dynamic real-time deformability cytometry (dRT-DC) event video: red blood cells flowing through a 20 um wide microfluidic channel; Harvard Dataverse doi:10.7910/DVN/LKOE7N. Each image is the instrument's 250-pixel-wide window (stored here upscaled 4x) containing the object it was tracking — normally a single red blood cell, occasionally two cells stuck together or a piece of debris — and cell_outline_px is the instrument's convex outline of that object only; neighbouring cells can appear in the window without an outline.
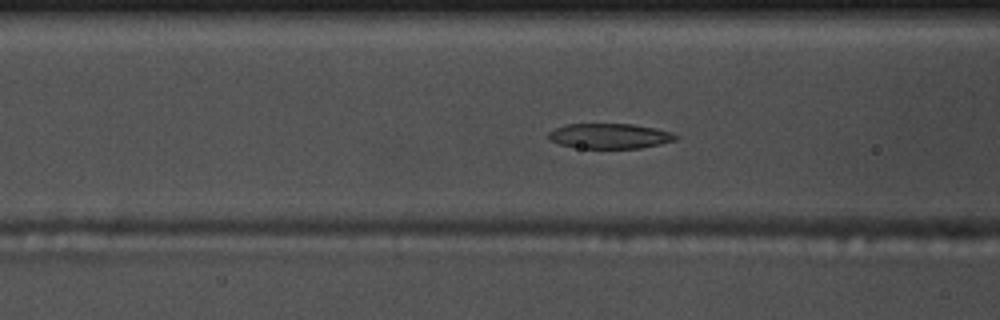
{"species": "common noctule bat (a hibernating species)", "species_latin": "Nyctalus noctula", "temperature_condition": "warm", "stored_images_in_passage": 56, "camera_frame_rate_fps": 3000, "um_per_image_px": 0.085, "animal": {"sex": "male", "body_mass_g": 17.5, "forearm_length_mm": 52.3}, "frame": {"image": 1, "passage_image": 21, "time_ms": 6.667, "image_size_px": [1000, 320], "cell_outline_px": [[680, 136], [676, 140], [660, 144], [640, 148], [580, 148], [560, 144], [548, 140], [548, 132], [552, 128], [564, 124], [632, 124], [656, 128], [672, 132]], "centroid_in_image_um": [51.81, 11.55], "position_along_channel_um": 114.8, "area_um2": 18.84}}
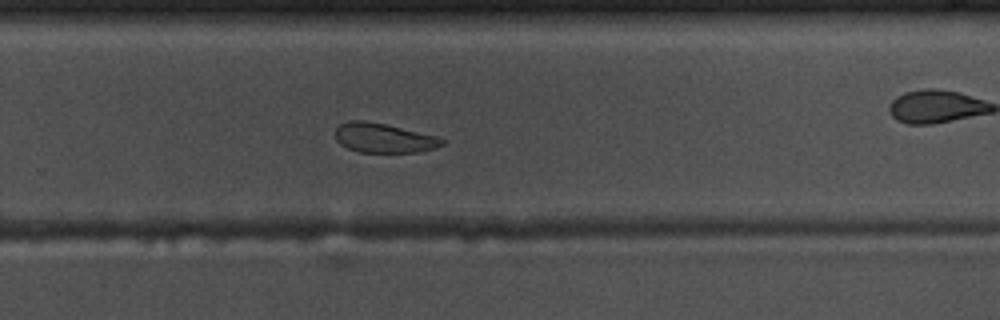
{"frame": {"image": 2, "passage_image": 36, "time_ms": 11.667, "image_size_px": [1000, 320], "cell_outline_px": [[444, 144], [436, 148], [420, 152], [360, 152], [348, 148], [340, 144], [336, 140], [336, 128], [340, 124], [348, 120], [360, 120], [384, 124], [436, 136], [444, 140]], "centroid_in_image_um": [32.6, 11.73], "position_along_channel_um": 297.2, "area_um2": 18.15}}
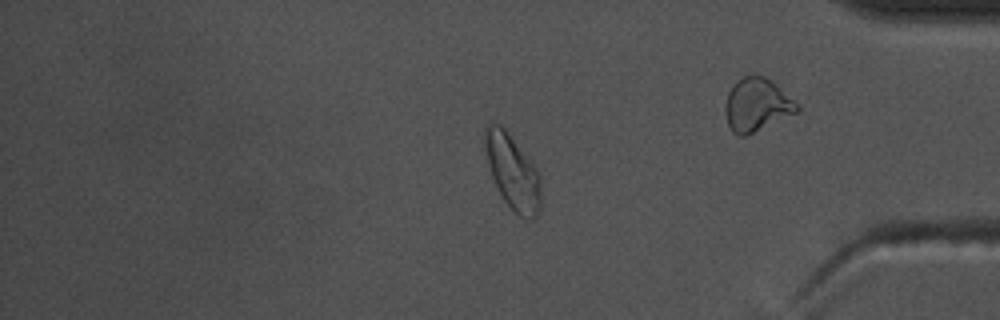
{"frame": {"image": 3, "passage_image": 46, "time_ms": 15.0, "image_size_px": [1000, 320], "cell_outline_px": [[540, 208], [536, 216], [532, 220], [524, 220], [500, 196], [492, 176], [488, 164], [484, 148], [484, 128], [488, 124], [500, 124], [508, 132], [536, 168], [540, 176]], "centroid_in_image_um": [43.56, 14.62], "position_along_channel_um": 391.6, "area_um2": 24.28}, "authors_computed_cell_mechanics": {"area_um2": 20.5768, "velocity_mm_per_s": 3.6567, "shape_relaxation_time_tau1_ms": 3.4376, "shape_relaxation_time_tau2_ms": null, "deformation_change_tau1": 0.1202, "deformation_change_tau2": null}}